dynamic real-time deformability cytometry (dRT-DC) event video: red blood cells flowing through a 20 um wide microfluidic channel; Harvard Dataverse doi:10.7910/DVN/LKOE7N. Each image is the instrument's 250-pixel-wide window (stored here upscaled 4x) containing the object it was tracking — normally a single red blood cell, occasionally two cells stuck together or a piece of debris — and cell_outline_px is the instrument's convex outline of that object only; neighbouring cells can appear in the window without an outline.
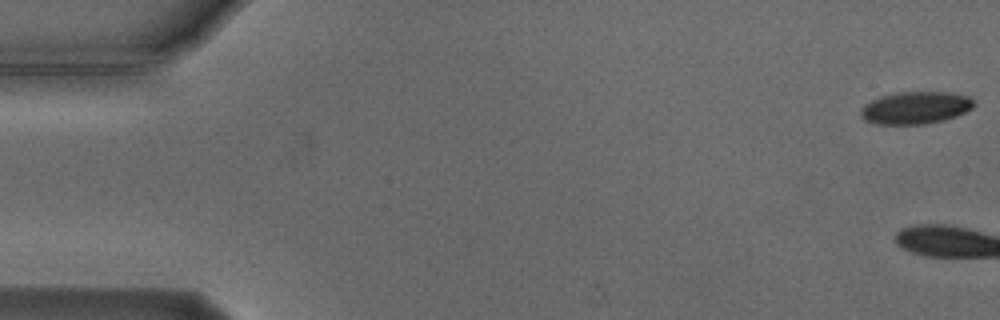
{"species": "Egyptian fruit bat (a non-hibernating species)", "species_latin": "Rousettus aegyptiacus", "temperature_condition": "cold", "stored_images_in_passage": 4, "camera_frame_rate_fps": 3000, "um_per_image_px": 0.085, "animal": {"sex": "male"}, "frame": {"image": 1, "passage_image": 1, "time_ms": 0.0, "image_size_px": [1000, 320], "cell_outline_px": [[976, 104], [972, 108], [956, 116], [944, 120], [924, 124], [880, 124], [864, 120], [860, 116], [860, 108], [864, 104], [880, 96], [896, 92], [948, 92], [968, 96]], "centroid_in_image_um": [77.79, 9.15], "position_along_channel_um": 7.2, "area_um2": 21.39}}